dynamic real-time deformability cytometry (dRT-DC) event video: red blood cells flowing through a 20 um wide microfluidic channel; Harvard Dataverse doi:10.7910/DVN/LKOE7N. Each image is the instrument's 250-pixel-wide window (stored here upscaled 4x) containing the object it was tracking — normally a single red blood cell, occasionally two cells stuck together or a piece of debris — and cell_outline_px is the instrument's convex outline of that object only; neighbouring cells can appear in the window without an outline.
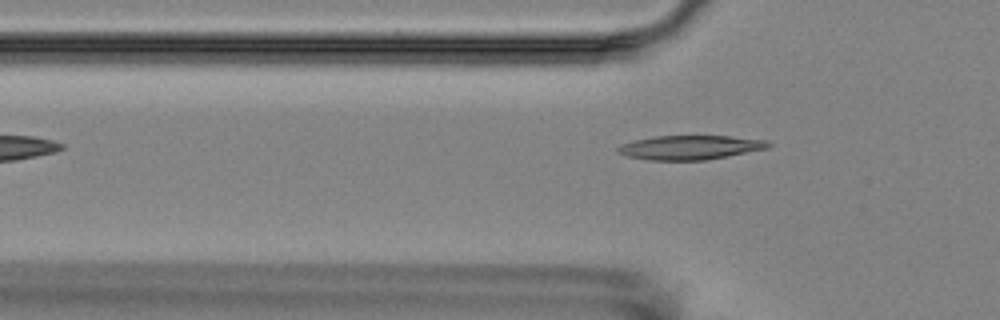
{"species": "Egyptian fruit bat (a non-hibernating species)", "species_latin": "Rousettus aegyptiacus", "temperature_condition": "room temperature", "stored_images_in_passage": 5, "camera_frame_rate_fps": 3000, "um_per_image_px": 0.085, "animal": {"sex": "female"}, "frame": {"image": 1, "passage_image": 5, "time_ms": 5.0, "image_size_px": [1000, 320], "cell_outline_px": [[772, 144], [768, 148], [728, 156], [704, 160], [648, 160], [628, 156], [616, 152], [616, 148], [620, 144], [652, 136], [732, 136], [768, 140]], "centroid_in_image_um": [58.66, 12.53], "position_along_channel_um": 67.1, "area_um2": 21.27}}